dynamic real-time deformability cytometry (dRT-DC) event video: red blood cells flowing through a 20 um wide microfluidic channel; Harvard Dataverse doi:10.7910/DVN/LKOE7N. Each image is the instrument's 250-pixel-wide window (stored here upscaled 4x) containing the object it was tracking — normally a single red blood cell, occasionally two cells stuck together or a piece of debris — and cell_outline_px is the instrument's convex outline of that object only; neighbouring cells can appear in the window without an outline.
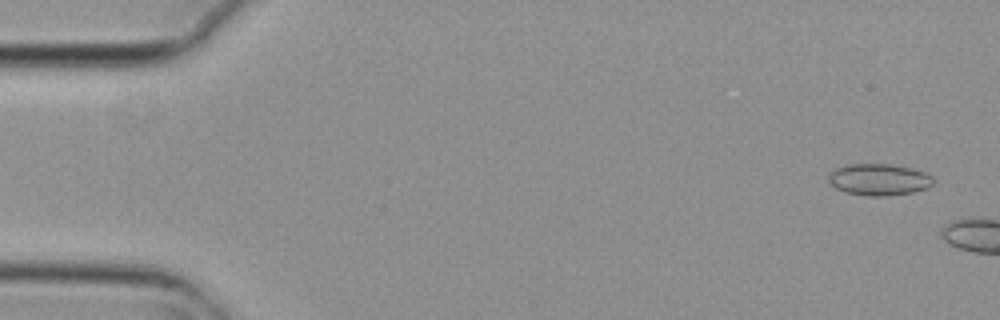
{"species": "common noctule bat (a hibernating species)", "species_latin": "Nyctalus noctula", "temperature_condition": "cold", "stored_images_in_passage": 2, "camera_frame_rate_fps": 3000, "um_per_image_px": 0.085, "animal": {"sex": "female", "body_mass_g": 29.2, "forearm_length_mm": 56.3}, "frame": {"image": 1, "passage_image": 1, "time_ms": 0.0, "image_size_px": [1000, 320], "cell_outline_px": [[932, 184], [928, 188], [912, 192], [884, 196], [868, 196], [844, 192], [836, 188], [828, 180], [828, 176], [836, 168], [848, 164], [892, 164], [912, 168], [924, 172], [932, 176]], "centroid_in_image_um": [74.71, 15.26], "position_along_channel_um": 10.3, "area_um2": 19.25}}